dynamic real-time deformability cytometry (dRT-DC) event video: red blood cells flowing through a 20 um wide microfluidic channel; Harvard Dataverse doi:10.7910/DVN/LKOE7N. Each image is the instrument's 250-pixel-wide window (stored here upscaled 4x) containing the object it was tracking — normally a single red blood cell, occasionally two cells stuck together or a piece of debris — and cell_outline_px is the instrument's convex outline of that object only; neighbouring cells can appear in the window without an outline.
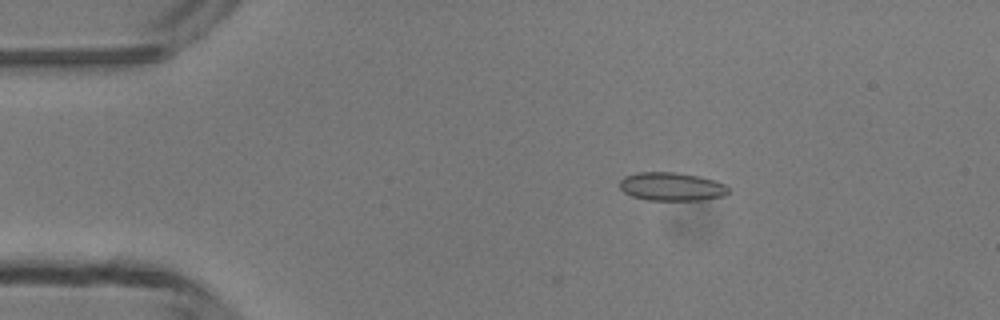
{"species": "common noctule bat (a hibernating species)", "species_latin": "Nyctalus noctula", "temperature_condition": "room temperature", "stored_images_in_passage": 4, "camera_frame_rate_fps": 3000, "um_per_image_px": 0.085, "animal": {"sex": "male", "body_mass_g": 13.3}, "frame": {"image": 1, "passage_image": 1, "time_ms": 0.0, "image_size_px": [1000, 320], "cell_outline_px": [[732, 192], [724, 196], [700, 200], [648, 200], [632, 196], [624, 192], [620, 188], [620, 180], [624, 176], [636, 172], [676, 172], [700, 176], [716, 180], [724, 184]], "centroid_in_image_um": [57.11, 15.85], "position_along_channel_um": 27.9, "area_um2": 18.21}}